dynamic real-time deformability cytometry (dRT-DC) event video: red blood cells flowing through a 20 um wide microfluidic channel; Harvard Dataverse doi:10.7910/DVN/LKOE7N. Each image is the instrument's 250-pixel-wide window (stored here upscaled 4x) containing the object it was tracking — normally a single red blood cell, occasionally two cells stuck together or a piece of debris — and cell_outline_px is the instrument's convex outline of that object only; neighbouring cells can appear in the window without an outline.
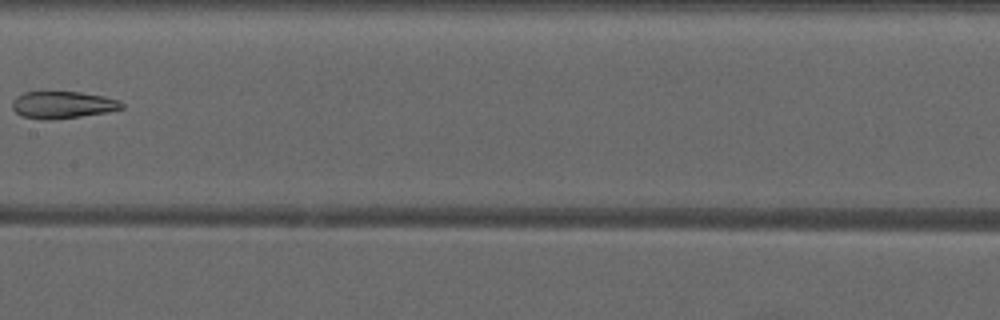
{"species": "common noctule bat (a hibernating species)", "species_latin": "Nyctalus noctula", "temperature_condition": "warm", "stored_images_in_passage": 8, "camera_frame_rate_fps": 3000, "um_per_image_px": 0.085, "animal": {"sex": "male", "forearm_length_mm": 52.5}, "frame": {"image": 1, "passage_image": 8, "time_ms": 8.333, "image_size_px": [1000, 320], "cell_outline_px": [[124, 108], [108, 112], [52, 120], [44, 120], [24, 116], [16, 112], [12, 108], [12, 100], [16, 96], [24, 92], [80, 92], [104, 96], [116, 100], [124, 104]], "centroid_in_image_um": [5.31, 8.91], "position_along_channel_um": 202.1, "area_um2": 17.22}}